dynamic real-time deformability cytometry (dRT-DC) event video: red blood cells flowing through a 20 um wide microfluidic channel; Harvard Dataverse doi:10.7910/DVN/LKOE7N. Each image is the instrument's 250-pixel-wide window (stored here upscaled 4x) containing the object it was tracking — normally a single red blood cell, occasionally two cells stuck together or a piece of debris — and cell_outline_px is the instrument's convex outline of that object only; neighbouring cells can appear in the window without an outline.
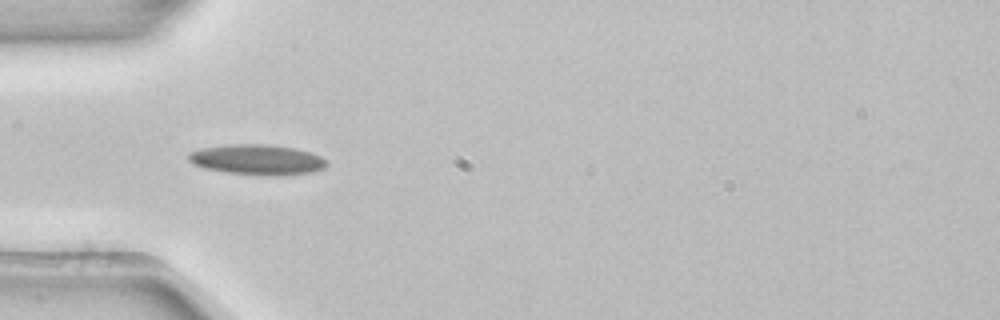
{"species": "common noctule bat (a hibernating species)", "species_latin": "Nyctalus noctula", "temperature_condition": "room temperature", "stored_images_in_passage": 6, "camera_frame_rate_fps": 3000, "um_per_image_px": 0.085, "animal": {"sex": "female", "body_mass_g": 22.7, "forearm_length_mm": 54.2}, "frame": {"image": 1, "passage_image": 5, "time_ms": 1.333, "image_size_px": [1000, 320], "cell_outline_px": [[328, 164], [324, 168], [312, 172], [276, 176], [272, 176], [228, 172], [204, 168], [192, 164], [188, 160], [188, 152], [204, 148], [228, 144], [268, 144], [296, 148], [320, 156], [328, 160]], "centroid_in_image_um": [21.87, 13.57], "position_along_channel_um": 63.1, "area_um2": 24.45}}